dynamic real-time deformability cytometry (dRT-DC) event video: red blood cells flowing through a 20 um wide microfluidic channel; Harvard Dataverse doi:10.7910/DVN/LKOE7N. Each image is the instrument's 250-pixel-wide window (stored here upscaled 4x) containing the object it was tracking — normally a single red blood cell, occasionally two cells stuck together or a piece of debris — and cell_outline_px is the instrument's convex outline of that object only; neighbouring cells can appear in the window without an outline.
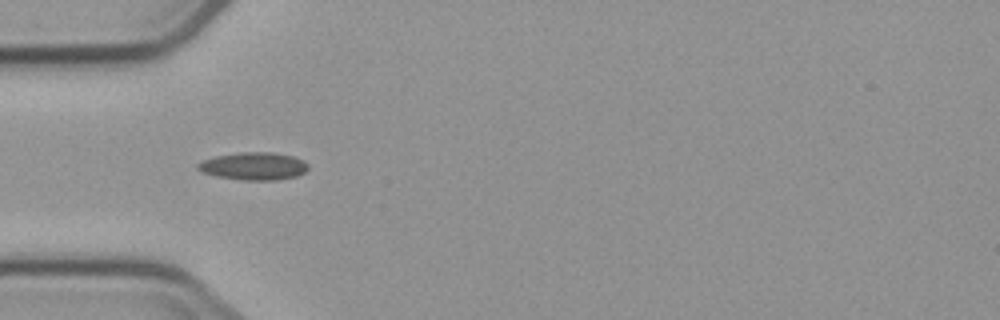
{"species": "common noctule bat (a hibernating species)", "species_latin": "Nyctalus noctula", "temperature_condition": "cold", "stored_images_in_passage": 6, "camera_frame_rate_fps": 3000, "um_per_image_px": 0.085, "animal": {"sex": "male", "body_mass_g": 23.1, "forearm_length_mm": 52.7}, "frame": {"image": 1, "passage_image": 5, "time_ms": 4.667, "image_size_px": [1000, 320], "cell_outline_px": [[308, 168], [304, 172], [296, 176], [276, 180], [244, 180], [216, 176], [204, 172], [196, 168], [196, 164], [200, 160], [216, 156], [240, 152], [272, 152], [292, 156], [304, 160], [308, 164]], "centroid_in_image_um": [21.55, 14.11], "position_along_channel_um": 63.5, "area_um2": 17.8}}
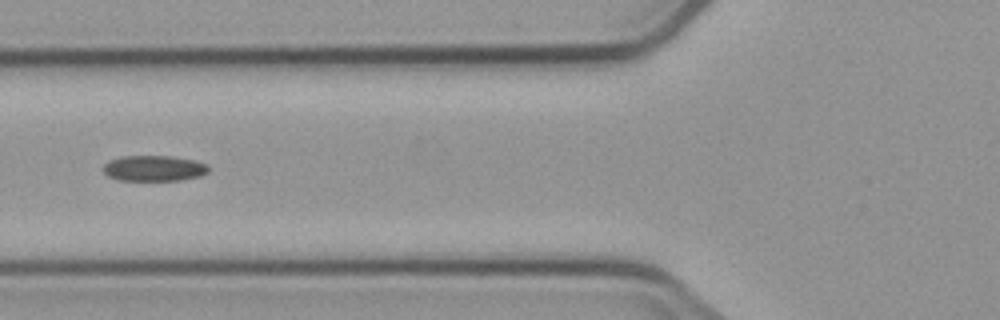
{"frame": {"image": 2, "passage_image": 6, "time_ms": 6.0, "image_size_px": [1000, 320], "cell_outline_px": [[208, 172], [200, 176], [180, 180], [116, 180], [108, 176], [104, 172], [104, 164], [108, 160], [120, 156], [172, 156], [196, 160], [208, 164]], "centroid_in_image_um": [13.09, 14.29], "position_along_channel_um": 112.7, "area_um2": 15.9}}